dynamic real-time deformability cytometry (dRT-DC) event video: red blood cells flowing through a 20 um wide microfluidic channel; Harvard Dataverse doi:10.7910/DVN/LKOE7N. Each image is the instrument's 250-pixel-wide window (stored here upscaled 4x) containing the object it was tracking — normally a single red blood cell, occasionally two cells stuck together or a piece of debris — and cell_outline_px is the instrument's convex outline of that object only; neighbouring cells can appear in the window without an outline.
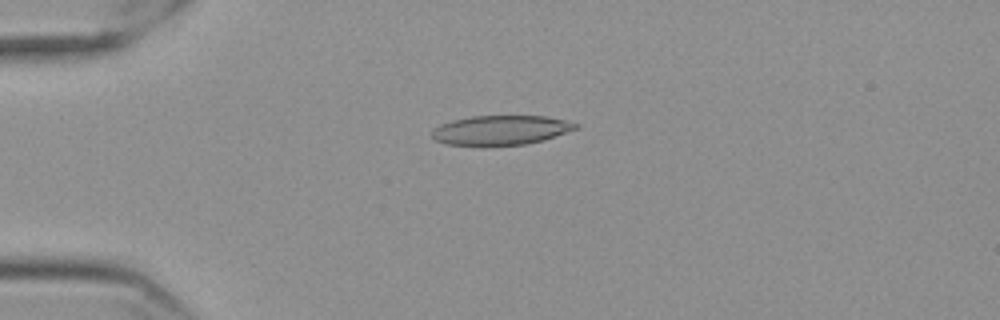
{"species": "Egyptian fruit bat (a non-hibernating species)", "species_latin": "Rousettus aegyptiacus", "temperature_condition": "cold", "stored_images_in_passage": 57, "camera_frame_rate_fps": 3000, "um_per_image_px": 0.085, "frame": {"image": 1, "passage_image": 14, "time_ms": 4.333, "image_size_px": [1000, 320], "cell_outline_px": [[580, 128], [540, 140], [524, 144], [448, 144], [436, 140], [432, 136], [432, 128], [440, 124], [452, 120], [472, 116], [548, 116], [580, 124]], "centroid_in_image_um": [42.58, 11.03], "position_along_channel_um": 42.4, "area_um2": 24.16}}
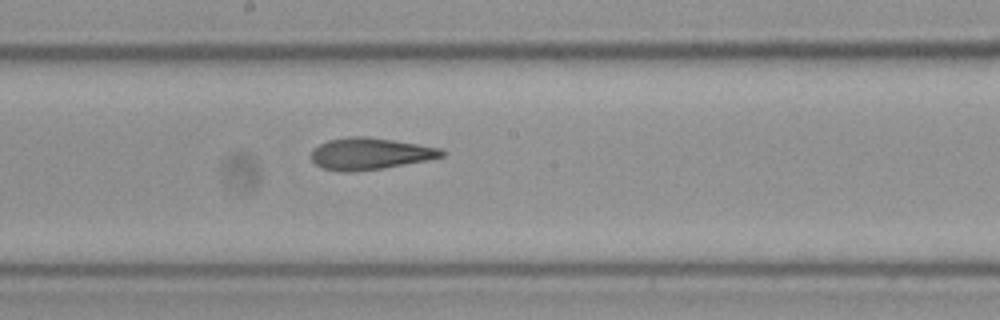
{"frame": {"image": 2, "passage_image": 31, "time_ms": 10.0, "image_size_px": [1000, 320], "cell_outline_px": [[444, 156], [428, 160], [380, 168], [348, 172], [344, 172], [324, 168], [316, 164], [312, 160], [312, 148], [328, 140], [348, 136], [368, 136], [440, 148], [444, 152]], "centroid_in_image_um": [31.42, 13.05], "position_along_channel_um": 216.8, "area_um2": 23.81}}
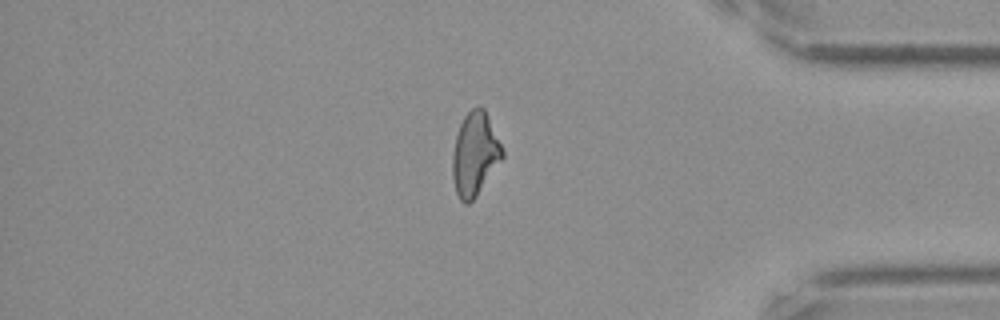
{"frame": {"image": 3, "passage_image": 48, "time_ms": 15.667, "image_size_px": [1000, 320], "cell_outline_px": [[504, 156], [476, 196], [468, 204], [464, 204], [460, 200], [456, 192], [452, 176], [452, 156], [456, 136], [460, 124], [464, 116], [476, 104], [480, 104], [484, 108], [504, 152]], "centroid_in_image_um": [40.35, 13.08], "position_along_channel_um": 394.9, "area_um2": 24.04}, "authors_computed_cell_mechanics": {"area_um2": 24.5072, "velocity_mm_per_s": 3.5664, "shape_relaxation_time_tau1_ms": null, "shape_relaxation_time_tau2_ms": 3.2877, "deformation_change_tau1": null, "deformation_change_tau2": 0.1159}}